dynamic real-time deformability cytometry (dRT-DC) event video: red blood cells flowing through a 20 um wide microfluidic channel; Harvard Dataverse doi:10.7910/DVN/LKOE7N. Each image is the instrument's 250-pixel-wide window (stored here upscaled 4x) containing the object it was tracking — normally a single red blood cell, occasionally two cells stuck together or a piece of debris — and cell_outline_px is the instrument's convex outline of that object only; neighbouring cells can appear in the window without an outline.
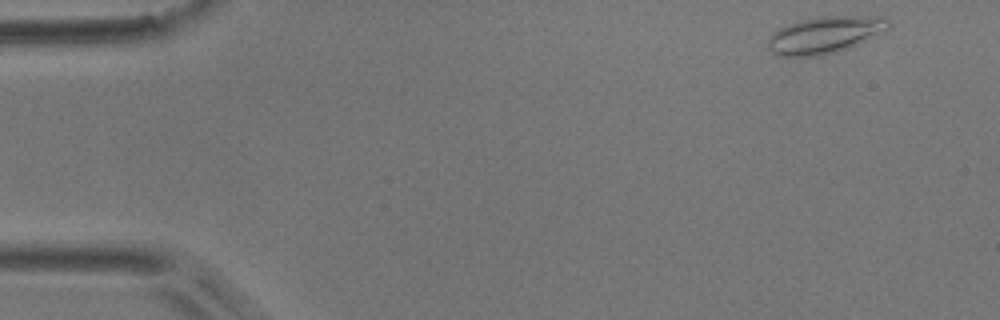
{"species": "common noctule bat (a hibernating species)", "species_latin": "Nyctalus noctula", "temperature_condition": "room temperature", "stored_images_in_passage": 4, "camera_frame_rate_fps": 3000, "um_per_image_px": 0.085, "animal": {"sex": "male", "body_mass_g": 17.9}, "frame": {"image": 1, "passage_image": 1, "time_ms": 0.0, "image_size_px": [1000, 320], "cell_outline_px": [[892, 24], [888, 28], [848, 48], [836, 52], [820, 56], [780, 56], [772, 52], [768, 48], [768, 36], [772, 32], [788, 24], [800, 20], [820, 16], [892, 16]], "centroid_in_image_um": [70.12, 2.94], "position_along_channel_um": 14.9, "area_um2": 26.01}}